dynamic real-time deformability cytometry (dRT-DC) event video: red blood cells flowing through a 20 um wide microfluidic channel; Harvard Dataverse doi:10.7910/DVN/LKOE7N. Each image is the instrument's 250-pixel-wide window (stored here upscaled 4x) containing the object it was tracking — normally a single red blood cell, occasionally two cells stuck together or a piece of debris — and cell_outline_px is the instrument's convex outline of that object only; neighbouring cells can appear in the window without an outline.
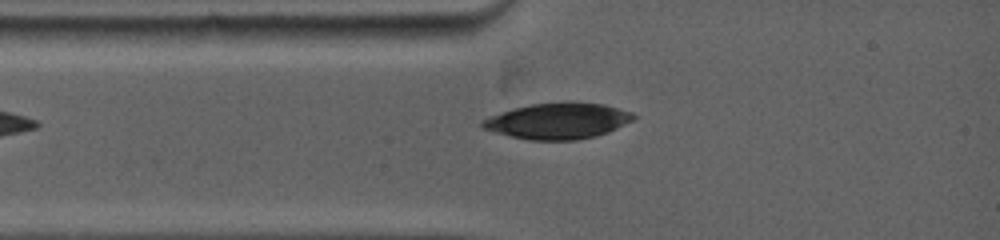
{"species": "common noctule bat (a hibernating species)", "species_latin": "Nyctalus noctula", "temperature_condition": "warm", "stored_images_in_passage": 35, "camera_frame_rate_fps": 5000, "um_per_image_px": 0.085, "animal": {"sex": "female", "body_mass_g": 19.0, "forearm_length_mm": 53.3}, "frame": {"image": 1, "passage_image": 5, "time_ms": 0.6, "image_size_px": [1000, 240], "cell_outline_px": [[636, 116], [632, 120], [608, 132], [592, 136], [572, 140], [532, 140], [512, 136], [480, 128], [480, 120], [500, 112], [512, 108], [532, 104], [572, 100], [604, 104], [632, 112]], "centroid_in_image_um": [47.39, 10.25], "position_along_channel_um": 37.6, "area_um2": 31.79}}
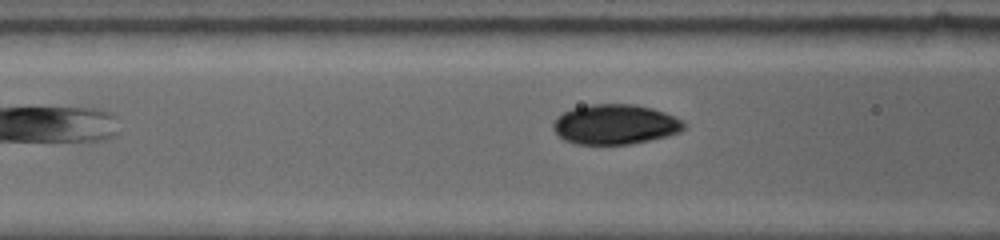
{"frame": {"image": 2, "passage_image": 21, "time_ms": 2.6, "image_size_px": [1000, 240], "cell_outline_px": [[688, 124], [680, 132], [648, 140], [628, 144], [576, 144], [564, 140], [552, 128], [552, 124], [564, 112], [572, 108], [592, 104], [632, 104], [652, 108], [676, 116]], "centroid_in_image_um": [52.31, 10.57], "position_along_channel_um": 114.3, "area_um2": 30.29}}
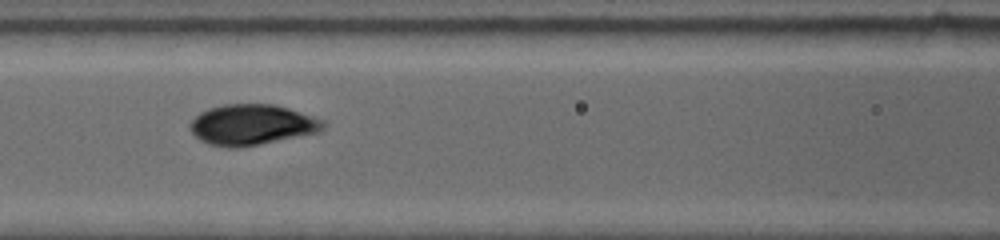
{"frame": {"image": 3, "passage_image": 28, "time_ms": 3.4, "image_size_px": [1000, 240], "cell_outline_px": [[324, 128], [320, 132], [256, 144], [212, 144], [200, 140], [192, 132], [188, 124], [200, 112], [208, 108], [224, 104], [272, 104], [288, 108], [324, 120]], "centroid_in_image_um": [21.43, 10.54], "position_along_channel_um": 145.2, "area_um2": 30.4}}